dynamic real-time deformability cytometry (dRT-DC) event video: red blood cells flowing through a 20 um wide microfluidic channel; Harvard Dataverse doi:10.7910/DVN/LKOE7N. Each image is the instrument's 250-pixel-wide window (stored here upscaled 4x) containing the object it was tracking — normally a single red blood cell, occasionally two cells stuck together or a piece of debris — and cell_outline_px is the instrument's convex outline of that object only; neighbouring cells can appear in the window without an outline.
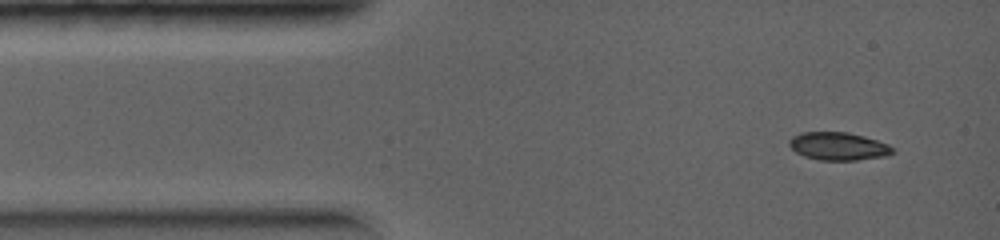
{"species": "common noctule bat (a hibernating species)", "species_latin": "Nyctalus noctula", "temperature_condition": "warm", "stored_images_in_passage": 27, "camera_frame_rate_fps": 5000, "um_per_image_px": 0.085, "animal": {"sex": "female", "body_mass_g": 19.0, "forearm_length_mm": 56.7}, "frame": {"image": 1, "passage_image": 1, "time_ms": 0.0, "image_size_px": [1000, 240], "cell_outline_px": [[896, 152], [884, 156], [856, 160], [820, 160], [804, 156], [796, 152], [788, 144], [788, 140], [792, 136], [800, 132], [848, 132], [864, 136], [888, 144]], "centroid_in_image_um": [71.23, 12.42], "position_along_channel_um": 13.8, "area_um2": 16.82}}
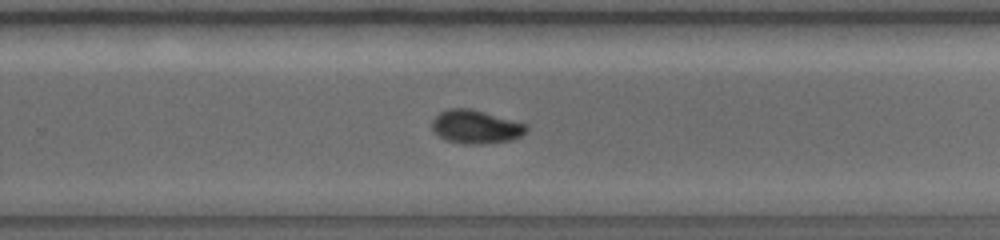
{"frame": {"image": 2, "passage_image": 16, "time_ms": 5.2, "image_size_px": [1000, 240], "cell_outline_px": [[528, 128], [520, 136], [512, 140], [480, 144], [464, 144], [444, 140], [432, 128], [432, 120], [440, 112], [448, 108], [472, 108], [528, 124]], "centroid_in_image_um": [40.44, 10.77], "position_along_channel_um": 289.4, "area_um2": 18.5}}
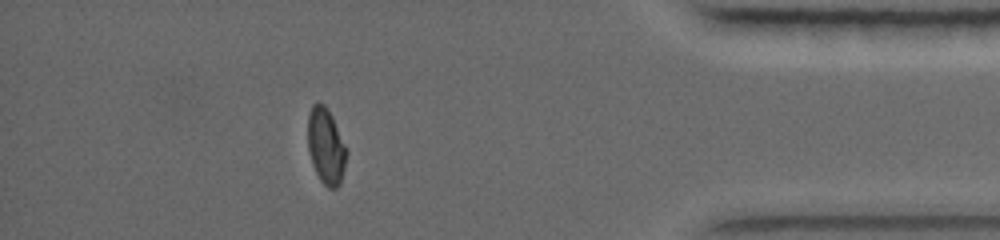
{"frame": {"image": 3, "passage_image": 23, "time_ms": 7.6, "image_size_px": [1000, 240], "cell_outline_px": [[348, 152], [340, 184], [336, 188], [328, 188], [320, 180], [312, 164], [308, 148], [308, 116], [312, 104], [324, 104], [328, 108], [332, 116]], "centroid_in_image_um": [27.71, 12.43], "position_along_channel_um": 407.5, "area_um2": 17.05}}